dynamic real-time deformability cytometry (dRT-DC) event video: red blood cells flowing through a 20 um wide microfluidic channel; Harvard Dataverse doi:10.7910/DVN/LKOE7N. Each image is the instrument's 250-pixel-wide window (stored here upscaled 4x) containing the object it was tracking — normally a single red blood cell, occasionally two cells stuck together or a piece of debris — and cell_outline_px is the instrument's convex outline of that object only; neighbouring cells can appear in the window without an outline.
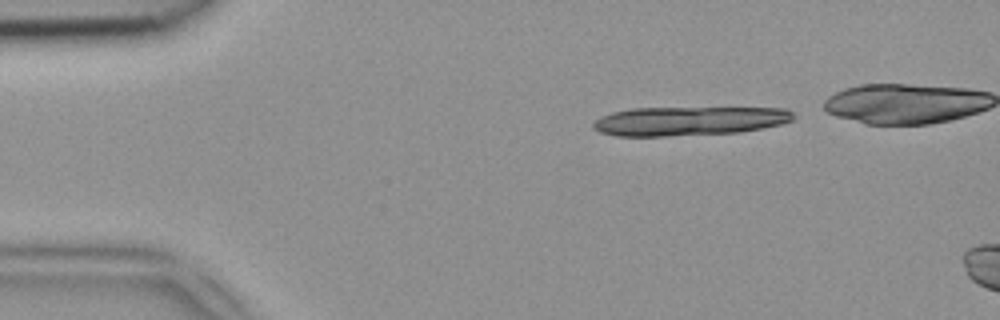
{"species": "common noctule bat (a hibernating species)", "species_latin": "Nyctalus noctula", "temperature_condition": "room temperature", "stored_images_in_passage": 7, "camera_frame_rate_fps": 3000, "um_per_image_px": 0.085, "animal": {"sex": "female", "body_mass_g": 18.4}, "frame": {"image": 1, "passage_image": 2, "time_ms": 0.333, "image_size_px": [1000, 320], "cell_outline_px": [[796, 116], [792, 120], [780, 124], [764, 128], [740, 132], [664, 136], [616, 136], [600, 132], [592, 128], [592, 124], [600, 116], [612, 112], [632, 108], [788, 108]], "centroid_in_image_um": [58.56, 10.28], "position_along_channel_um": 26.4, "area_um2": 33.93}}